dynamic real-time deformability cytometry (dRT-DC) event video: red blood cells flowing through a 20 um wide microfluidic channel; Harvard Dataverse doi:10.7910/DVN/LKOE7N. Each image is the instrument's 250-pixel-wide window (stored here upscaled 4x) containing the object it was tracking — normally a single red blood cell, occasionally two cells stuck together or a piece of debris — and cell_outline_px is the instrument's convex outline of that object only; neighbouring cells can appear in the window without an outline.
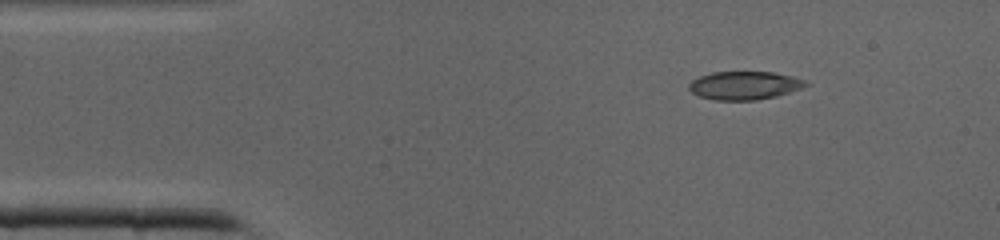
{"species": "common noctule bat (a hibernating species)", "species_latin": "Nyctalus noctula", "temperature_condition": "cold", "stored_images_in_passage": 35, "camera_frame_rate_fps": 3000, "um_per_image_px": 0.085, "animal": {"sex": "male", "body_mass_g": 19.0, "forearm_length_mm": 50.8}, "frame": {"image": 1, "passage_image": 1, "time_ms": 0.0, "image_size_px": [1000, 240], "cell_outline_px": [[812, 84], [776, 96], [756, 100], [716, 100], [700, 96], [692, 92], [688, 88], [688, 84], [692, 80], [700, 76], [712, 72], [772, 72], [792, 76], [804, 80]], "centroid_in_image_um": [63.27, 7.26], "position_along_channel_um": 21.7, "area_um2": 19.13}}
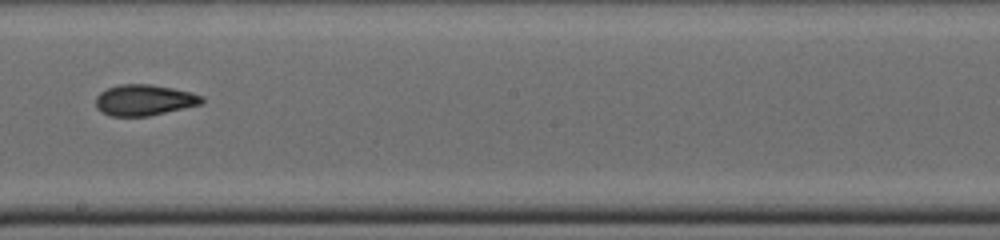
{"frame": {"image": 2, "passage_image": 18, "time_ms": 5.667, "image_size_px": [1000, 240], "cell_outline_px": [[204, 100], [200, 104], [148, 116], [112, 116], [100, 112], [96, 108], [96, 96], [100, 92], [108, 88], [120, 84], [148, 84], [172, 88], [192, 92], [204, 96]], "centroid_in_image_um": [12.24, 8.5], "position_along_channel_um": 236.0, "area_um2": 19.07}}
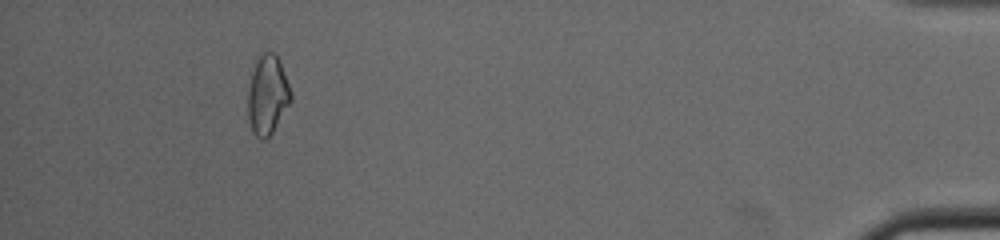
{"frame": {"image": 3, "passage_image": 33, "time_ms": 10.667, "image_size_px": [1000, 240], "cell_outline_px": [[292, 100], [272, 132], [264, 140], [256, 136], [252, 132], [248, 120], [248, 92], [252, 72], [256, 60], [264, 52], [272, 52], [280, 60], [292, 92]], "centroid_in_image_um": [22.74, 8.08], "position_along_channel_um": 412.5, "area_um2": 19.77}}